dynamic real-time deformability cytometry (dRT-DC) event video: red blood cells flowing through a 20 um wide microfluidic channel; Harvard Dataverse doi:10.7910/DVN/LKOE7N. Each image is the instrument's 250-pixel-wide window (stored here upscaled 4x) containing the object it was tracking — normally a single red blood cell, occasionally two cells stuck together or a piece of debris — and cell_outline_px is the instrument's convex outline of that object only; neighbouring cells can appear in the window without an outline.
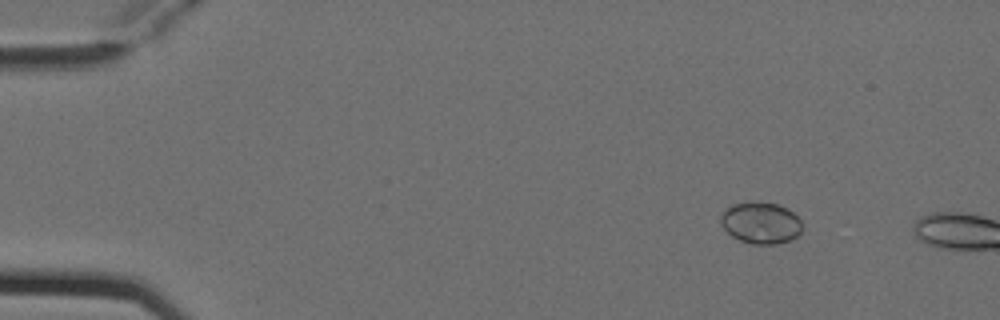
{"species": "Egyptian fruit bat (a non-hibernating species)", "species_latin": "Rousettus aegyptiacus", "temperature_condition": "cold", "stored_images_in_passage": 2, "camera_frame_rate_fps": 3000, "um_per_image_px": 0.085, "animal": {"sex": "female"}, "frame": {"image": 1, "passage_image": 1, "time_ms": 0.0, "image_size_px": [1000, 320], "cell_outline_px": [[804, 224], [800, 232], [792, 240], [776, 244], [752, 244], [740, 240], [732, 236], [720, 224], [720, 216], [732, 204], [752, 200], [780, 204], [788, 208]], "centroid_in_image_um": [64.68, 18.92], "position_along_channel_um": 20.3, "area_um2": 20.06}}